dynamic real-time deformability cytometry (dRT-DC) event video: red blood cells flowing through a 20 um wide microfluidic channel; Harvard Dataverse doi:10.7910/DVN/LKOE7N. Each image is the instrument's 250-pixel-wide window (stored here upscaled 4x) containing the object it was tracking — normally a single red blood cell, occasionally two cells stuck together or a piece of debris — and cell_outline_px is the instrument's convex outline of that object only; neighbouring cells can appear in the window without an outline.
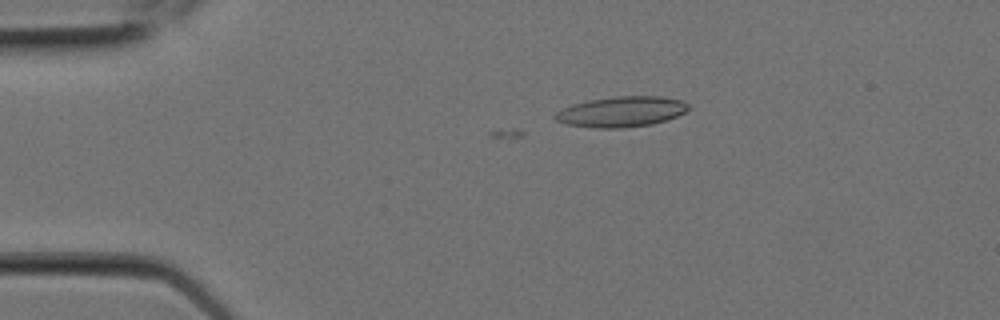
{"species": "Egyptian fruit bat (a non-hibernating species)", "species_latin": "Rousettus aegyptiacus", "temperature_condition": "room temperature", "stored_images_in_passage": 8, "camera_frame_rate_fps": 3000, "um_per_image_px": 0.085, "animal": {"sex": "female"}, "frame": {"image": 1, "passage_image": 4, "time_ms": 1.0, "image_size_px": [1000, 320], "cell_outline_px": [[688, 108], [684, 112], [676, 116], [652, 124], [624, 128], [592, 128], [568, 124], [556, 120], [552, 116], [556, 112], [572, 104], [592, 100], [616, 96], [660, 96], [680, 100], [688, 104]], "centroid_in_image_um": [52.79, 9.5], "position_along_channel_um": 32.2, "area_um2": 23.41}}
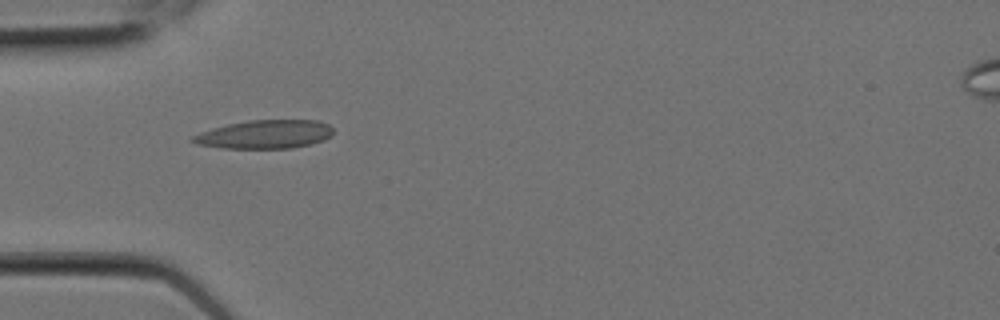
{"frame": {"image": 2, "passage_image": 6, "time_ms": 1.667, "image_size_px": [1000, 320], "cell_outline_px": [[332, 136], [324, 140], [312, 144], [292, 148], [220, 148], [196, 144], [188, 140], [192, 136], [200, 132], [212, 128], [228, 124], [248, 120], [316, 120], [328, 124], [332, 128]], "centroid_in_image_um": [22.49, 11.42], "position_along_channel_um": 62.5, "area_um2": 23.52}}
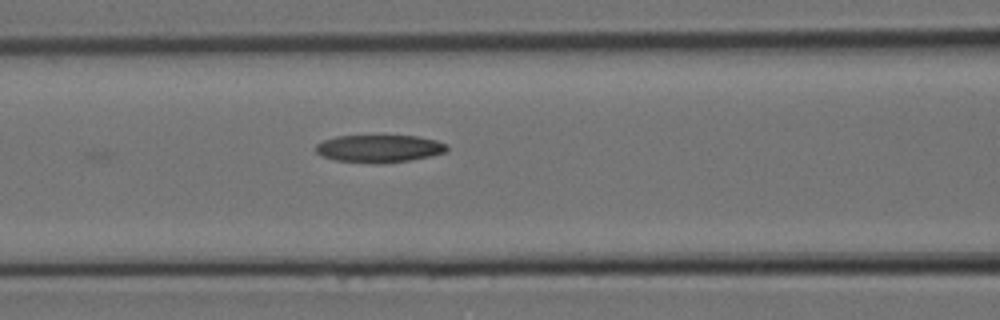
{"frame": {"image": 3, "passage_image": 8, "time_ms": 2.333, "image_size_px": [1000, 320], "cell_outline_px": [[448, 152], [432, 156], [412, 160], [336, 160], [320, 156], [316, 152], [316, 144], [324, 140], [336, 136], [416, 136], [436, 140], [448, 144]], "centroid_in_image_um": [32.29, 12.58], "position_along_channel_um": 134.3, "area_um2": 20.17}}